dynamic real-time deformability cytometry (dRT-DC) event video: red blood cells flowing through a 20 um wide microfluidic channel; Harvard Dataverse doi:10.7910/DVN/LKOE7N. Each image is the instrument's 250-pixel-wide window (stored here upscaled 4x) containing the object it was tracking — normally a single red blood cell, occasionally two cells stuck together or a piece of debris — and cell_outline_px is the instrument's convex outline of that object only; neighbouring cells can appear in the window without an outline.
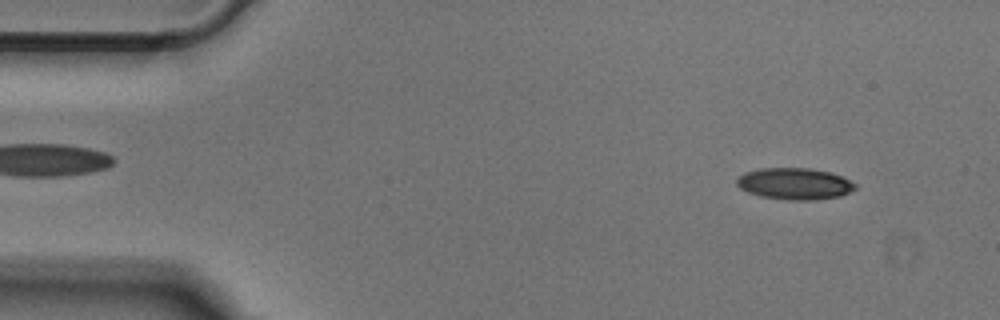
{"species": "Egyptian fruit bat (a non-hibernating species)", "species_latin": "Rousettus aegyptiacus", "temperature_condition": "cold", "stored_images_in_passage": 50, "camera_frame_rate_fps": 3000, "um_per_image_px": 0.085, "animal": {"sex": "male"}, "frame": {"image": 1, "passage_image": 4, "time_ms": 1.0, "image_size_px": [1000, 320], "cell_outline_px": [[856, 188], [840, 196], [816, 200], [784, 200], [760, 196], [748, 192], [740, 188], [736, 184], [736, 176], [744, 172], [760, 168], [812, 168], [828, 172], [840, 176], [856, 184]], "centroid_in_image_um": [67.48, 15.62], "position_along_channel_um": 17.5, "area_um2": 21.91}}
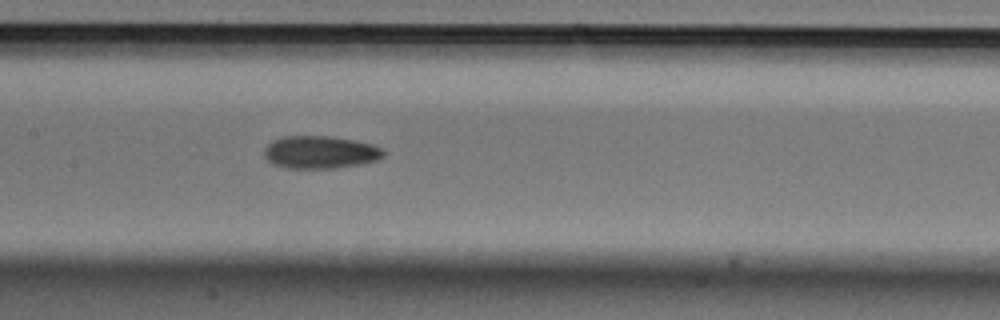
{"frame": {"image": 2, "passage_image": 23, "time_ms": 7.333, "image_size_px": [1000, 320], "cell_outline_px": [[384, 156], [376, 160], [360, 164], [336, 168], [284, 168], [272, 164], [264, 156], [264, 148], [272, 140], [284, 136], [332, 136], [372, 144], [384, 148]], "centroid_in_image_um": [27.2, 12.94], "position_along_channel_um": 180.2, "area_um2": 22.83}}
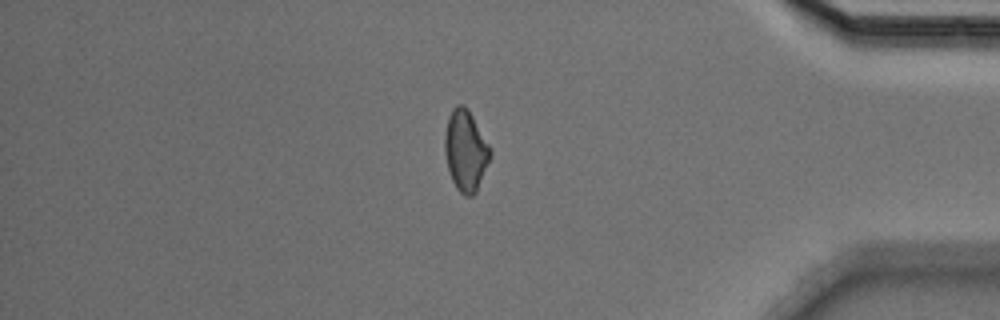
{"frame": {"image": 3, "passage_image": 42, "time_ms": 13.667, "image_size_px": [1000, 320], "cell_outline_px": [[492, 152], [476, 192], [472, 196], [464, 196], [456, 188], [452, 180], [448, 168], [444, 152], [444, 136], [448, 116], [452, 108], [456, 104], [464, 104], [468, 108], [492, 148]], "centroid_in_image_um": [39.57, 12.76], "position_along_channel_um": 395.6, "area_um2": 21.68}}